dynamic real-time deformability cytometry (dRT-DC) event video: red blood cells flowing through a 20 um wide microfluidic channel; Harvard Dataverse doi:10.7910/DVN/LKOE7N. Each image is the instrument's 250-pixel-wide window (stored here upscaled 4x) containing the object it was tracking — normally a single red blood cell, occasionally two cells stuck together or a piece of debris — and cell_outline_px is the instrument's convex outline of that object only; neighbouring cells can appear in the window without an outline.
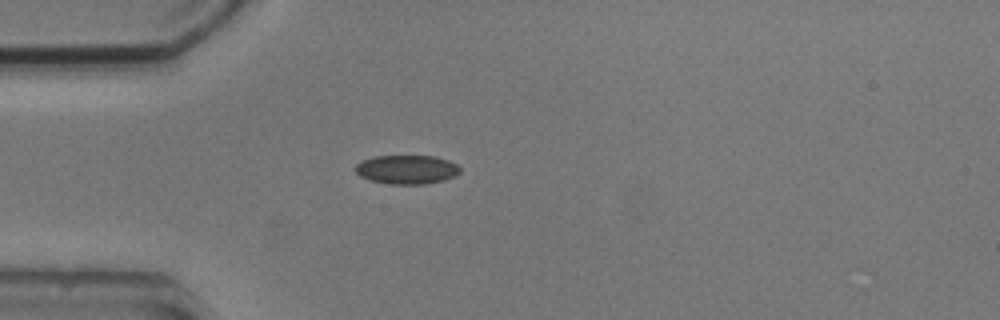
{"species": "common noctule bat (a hibernating species)", "species_latin": "Nyctalus noctula", "temperature_condition": "cold", "stored_images_in_passage": 1, "camera_frame_rate_fps": 3000, "um_per_image_px": 0.085, "animal": {"sex": "male", "body_mass_g": 20.5, "forearm_length_mm": 52.5}, "frame": {"image": 1, "passage_image": 1, "time_ms": 0.0, "image_size_px": [1000, 320], "cell_outline_px": [[460, 172], [456, 176], [444, 180], [424, 184], [392, 184], [372, 180], [360, 176], [352, 168], [360, 160], [372, 156], [436, 156], [448, 160], [456, 164], [460, 168]], "centroid_in_image_um": [34.56, 14.4], "position_along_channel_um": 50.4, "area_um2": 17.8}}